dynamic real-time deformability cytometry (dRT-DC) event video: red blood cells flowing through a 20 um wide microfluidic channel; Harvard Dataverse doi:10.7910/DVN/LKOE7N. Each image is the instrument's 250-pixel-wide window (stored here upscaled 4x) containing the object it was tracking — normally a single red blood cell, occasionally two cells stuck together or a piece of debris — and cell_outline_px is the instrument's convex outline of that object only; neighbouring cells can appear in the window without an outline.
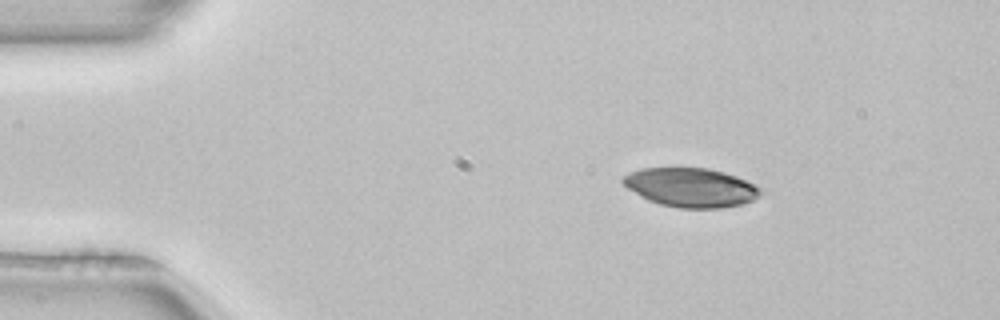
{"species": "common noctule bat (a hibernating species)", "species_latin": "Nyctalus noctula", "temperature_condition": "room temperature", "stored_images_in_passage": 2, "camera_frame_rate_fps": 3000, "um_per_image_px": 0.085, "animal": {"sex": "female", "body_mass_g": 22.7, "forearm_length_mm": 54.2}, "frame": {"image": 1, "passage_image": 1, "time_ms": 0.0, "image_size_px": [1000, 320], "cell_outline_px": [[764, 192], [760, 196], [744, 204], [720, 208], [680, 208], [660, 204], [648, 200], [640, 196], [628, 188], [620, 180], [624, 176], [640, 168], [708, 168], [724, 172], [736, 176], [760, 188]], "centroid_in_image_um": [58.74, 15.94], "position_along_channel_um": 26.3, "area_um2": 31.21}}